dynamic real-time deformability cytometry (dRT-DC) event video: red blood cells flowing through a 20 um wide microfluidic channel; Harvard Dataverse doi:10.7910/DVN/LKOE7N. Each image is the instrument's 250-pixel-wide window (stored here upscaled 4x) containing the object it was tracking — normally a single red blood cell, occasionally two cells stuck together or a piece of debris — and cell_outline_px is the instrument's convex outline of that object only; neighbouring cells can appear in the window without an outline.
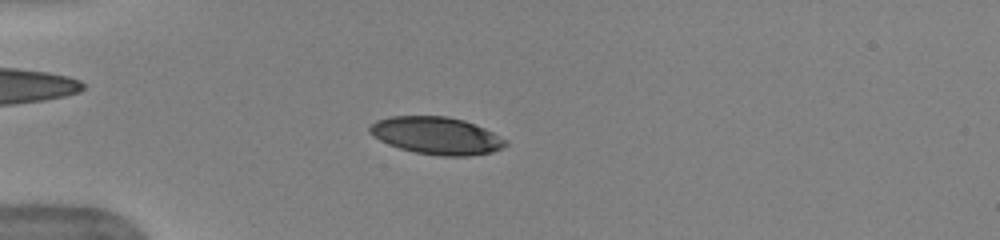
{"species": "human", "species_latin": "Homo sapiens", "temperature_condition": "warm", "stored_images_in_passage": 51, "camera_frame_rate_fps": 3000, "um_per_image_px": 0.085, "donor": {"sex": "female"}, "frame": {"image": 1, "passage_image": 14, "time_ms": 4.333, "image_size_px": [1000, 240], "cell_outline_px": [[508, 144], [492, 152], [468, 156], [440, 156], [416, 152], [400, 148], [388, 144], [380, 140], [368, 132], [368, 128], [376, 120], [392, 116], [448, 116], [464, 120], [484, 128], [508, 140]], "centroid_in_image_um": [37.1, 11.52], "position_along_channel_um": 47.9, "area_um2": 29.54}}
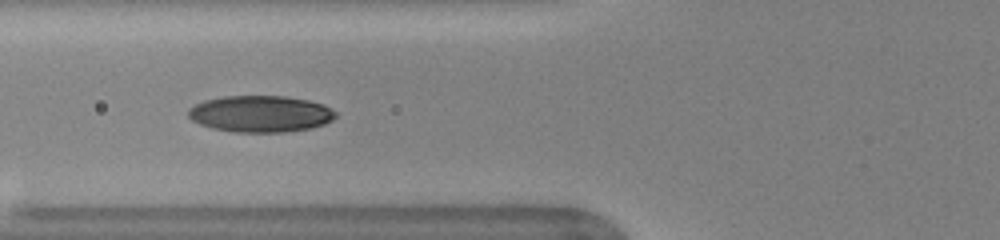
{"frame": {"image": 2, "passage_image": 20, "time_ms": 6.333, "image_size_px": [1000, 240], "cell_outline_px": [[336, 116], [332, 120], [324, 124], [312, 128], [284, 132], [236, 132], [212, 128], [200, 124], [192, 120], [188, 116], [188, 108], [204, 100], [224, 96], [284, 96], [308, 100], [324, 104], [336, 112]], "centroid_in_image_um": [22.14, 9.67], "position_along_channel_um": 103.7, "area_um2": 31.44}}
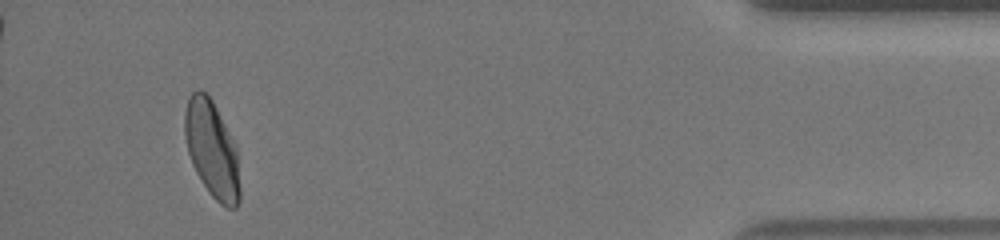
{"frame": {"image": 3, "passage_image": 48, "time_ms": 15.667, "image_size_px": [1000, 240], "cell_outline_px": [[240, 200], [236, 208], [228, 208], [220, 204], [208, 192], [196, 172], [192, 164], [188, 152], [184, 136], [184, 112], [188, 100], [192, 92], [200, 88], [212, 100], [236, 144], [240, 188]], "centroid_in_image_um": [18.01, 12.71], "position_along_channel_um": 417.2, "area_um2": 31.21}, "authors_computed_cell_mechanics": {"area_um2": 30.4606, "velocity_mm_per_s": 3.9672, "shape_relaxation_time_tau1_ms": 4.1926, "shape_relaxation_time_tau2_ms": 1.2174, "deformation_change_tau1": 0.1623, "deformation_change_tau2": 0.0464}}